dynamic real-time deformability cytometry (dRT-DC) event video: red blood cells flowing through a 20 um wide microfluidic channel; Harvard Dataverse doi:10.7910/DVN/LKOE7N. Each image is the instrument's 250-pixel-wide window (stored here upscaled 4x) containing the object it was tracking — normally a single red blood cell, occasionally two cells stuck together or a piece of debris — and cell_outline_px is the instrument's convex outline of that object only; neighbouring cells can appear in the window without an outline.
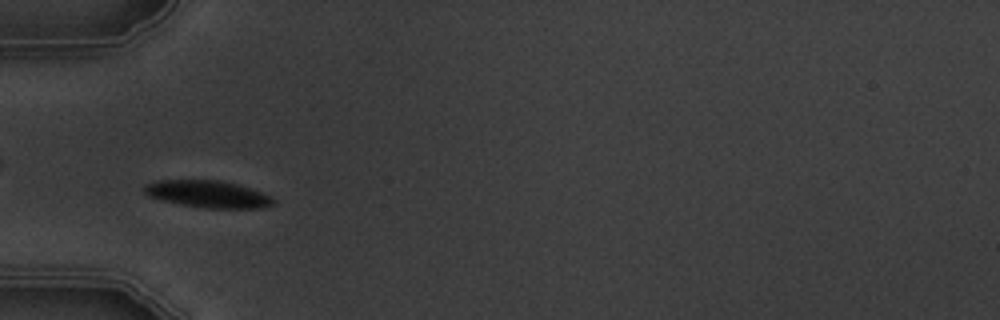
{"species": "common noctule bat (a hibernating species)", "species_latin": "Nyctalus noctula", "temperature_condition": "warm", "stored_images_in_passage": 7, "camera_frame_rate_fps": 3000, "um_per_image_px": 0.085, "animal": {"sex": "male", "body_mass_g": 19.5, "forearm_length_mm": 54.6}, "frame": {"image": 1, "passage_image": 5, "time_ms": 4.667, "image_size_px": [1000, 320], "cell_outline_px": [[276, 204], [264, 208], [204, 208], [180, 204], [148, 196], [144, 192], [144, 184], [156, 180], [220, 180], [236, 184], [272, 196], [276, 200]], "centroid_in_image_um": [17.69, 16.5], "position_along_channel_um": 67.3, "area_um2": 20.4}}
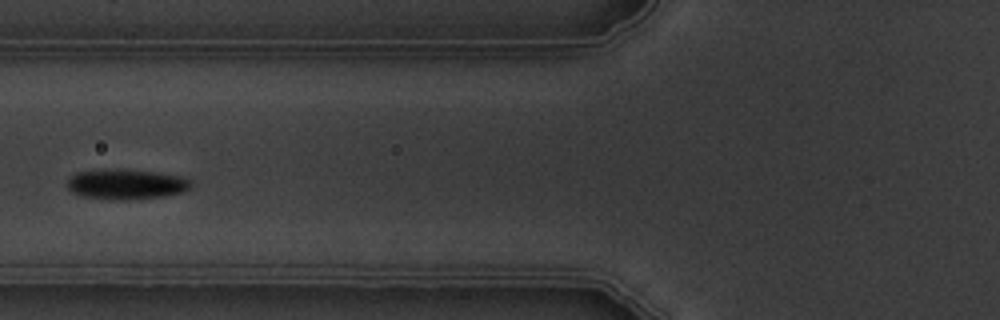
{"frame": {"image": 2, "passage_image": 6, "time_ms": 6.0, "image_size_px": [1000, 320], "cell_outline_px": [[192, 184], [184, 192], [164, 196], [128, 200], [116, 200], [84, 196], [72, 192], [68, 188], [68, 176], [76, 172], [112, 168], [116, 168], [160, 172], [180, 176], [188, 180]], "centroid_in_image_um": [10.71, 15.64], "position_along_channel_um": 115.1, "area_um2": 21.96}}
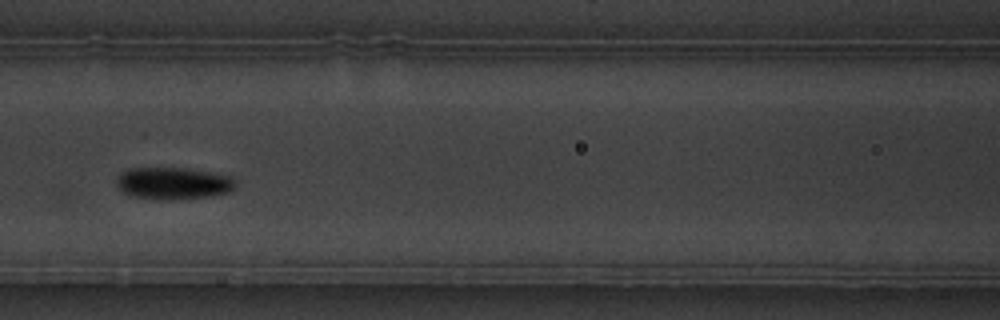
{"frame": {"image": 3, "passage_image": 7, "time_ms": 7.0, "image_size_px": [1000, 320], "cell_outline_px": [[236, 184], [228, 192], [212, 196], [132, 196], [124, 192], [116, 184], [116, 180], [120, 172], [128, 168], [188, 168], [212, 172], [232, 176], [236, 180]], "centroid_in_image_um": [14.75, 15.5], "position_along_channel_um": 151.9, "area_um2": 21.15}}